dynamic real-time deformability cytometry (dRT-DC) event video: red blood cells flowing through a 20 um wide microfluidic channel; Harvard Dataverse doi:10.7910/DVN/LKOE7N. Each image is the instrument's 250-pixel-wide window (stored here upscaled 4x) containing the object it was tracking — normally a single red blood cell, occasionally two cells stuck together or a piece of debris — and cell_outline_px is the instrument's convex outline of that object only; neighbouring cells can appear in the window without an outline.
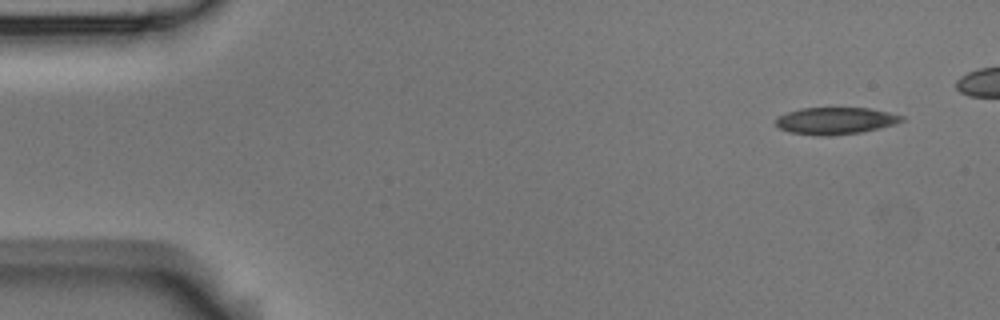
{"species": "Egyptian fruit bat (a non-hibernating species)", "species_latin": "Rousettus aegyptiacus", "temperature_condition": "room temperature", "stored_images_in_passage": 6, "camera_frame_rate_fps": 3000, "um_per_image_px": 0.085, "animal": {"sex": "male"}, "frame": {"image": 1, "passage_image": 1, "time_ms": 0.0, "image_size_px": [1000, 320], "cell_outline_px": [[904, 120], [892, 124], [860, 132], [828, 136], [820, 136], [792, 132], [780, 128], [776, 124], [776, 120], [780, 116], [788, 112], [800, 108], [868, 108], [888, 112], [904, 116]], "centroid_in_image_um": [71.0, 10.26], "position_along_channel_um": 14.0, "area_um2": 19.36}}
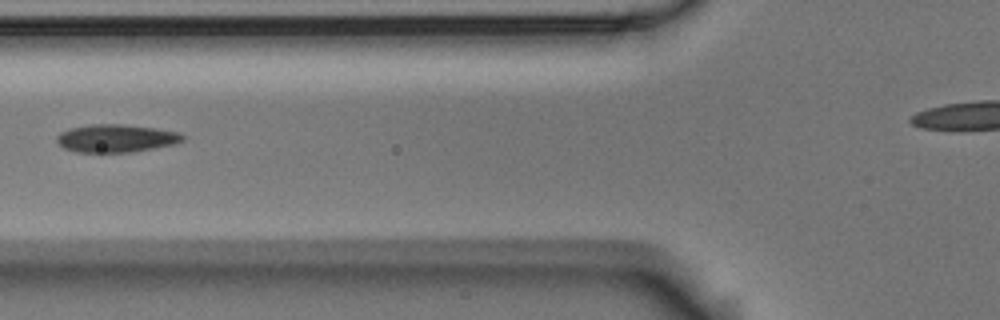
{"frame": {"image": 2, "passage_image": 6, "time_ms": 1.667, "image_size_px": [1000, 320], "cell_outline_px": [[184, 140], [172, 144], [152, 148], [128, 152], [76, 152], [64, 148], [56, 140], [56, 136], [60, 132], [72, 128], [92, 124], [124, 124], [156, 128], [180, 132], [184, 136]], "centroid_in_image_um": [9.86, 11.74], "position_along_channel_um": 115.9, "area_um2": 20.29}}